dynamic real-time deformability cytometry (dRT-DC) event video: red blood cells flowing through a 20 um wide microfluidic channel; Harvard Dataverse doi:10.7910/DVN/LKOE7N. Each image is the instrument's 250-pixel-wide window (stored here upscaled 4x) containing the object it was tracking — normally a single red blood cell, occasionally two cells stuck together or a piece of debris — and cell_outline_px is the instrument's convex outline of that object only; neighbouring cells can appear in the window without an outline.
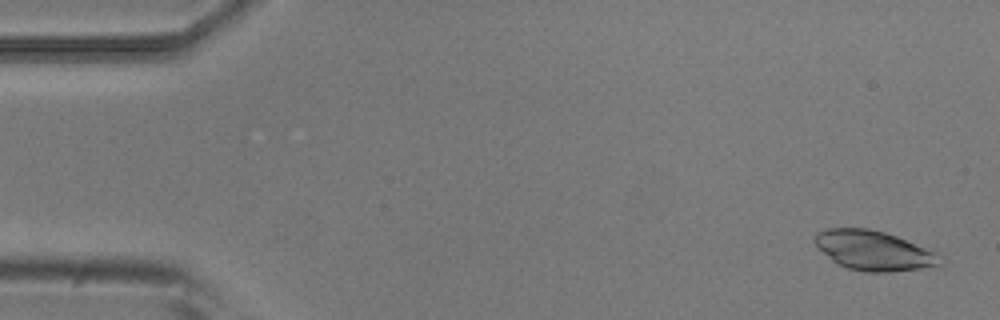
{"species": "common noctule bat (a hibernating species)", "species_latin": "Nyctalus noctula", "temperature_condition": "room temperature", "stored_images_in_passage": 4, "camera_frame_rate_fps": 3000, "um_per_image_px": 0.085, "animal": {"sex": "male", "body_mass_g": 20.5, "forearm_length_mm": 52.5}, "frame": {"image": 1, "passage_image": 1, "time_ms": 0.0, "image_size_px": [1000, 320], "cell_outline_px": [[944, 256], [940, 264], [920, 268], [888, 272], [864, 272], [848, 268], [836, 264], [812, 240], [816, 232], [828, 228], [868, 228], [884, 232], [896, 236], [940, 252]], "centroid_in_image_um": [74.3, 21.29], "position_along_channel_um": 10.7, "area_um2": 29.07}}
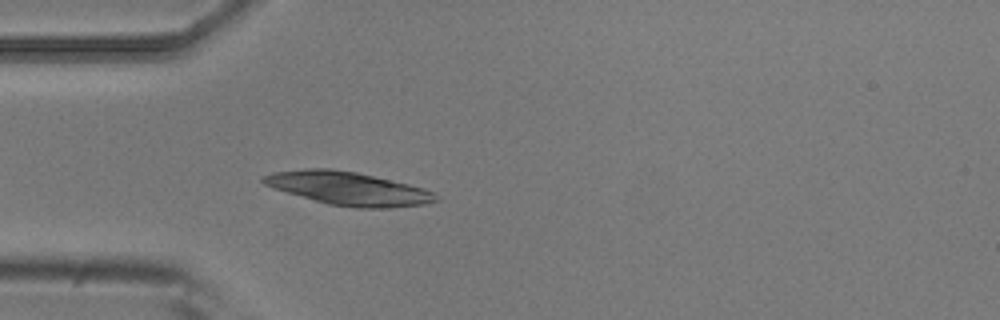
{"frame": {"image": 2, "passage_image": 4, "time_ms": 1.0, "image_size_px": [1000, 320], "cell_outline_px": [[440, 200], [424, 204], [392, 208], [356, 208], [328, 204], [272, 188], [264, 184], [260, 180], [260, 176], [272, 172], [304, 168], [332, 168], [356, 172], [408, 184], [424, 188], [436, 192], [440, 196]], "centroid_in_image_um": [29.6, 16.02], "position_along_channel_um": 55.4, "area_um2": 33.76}}